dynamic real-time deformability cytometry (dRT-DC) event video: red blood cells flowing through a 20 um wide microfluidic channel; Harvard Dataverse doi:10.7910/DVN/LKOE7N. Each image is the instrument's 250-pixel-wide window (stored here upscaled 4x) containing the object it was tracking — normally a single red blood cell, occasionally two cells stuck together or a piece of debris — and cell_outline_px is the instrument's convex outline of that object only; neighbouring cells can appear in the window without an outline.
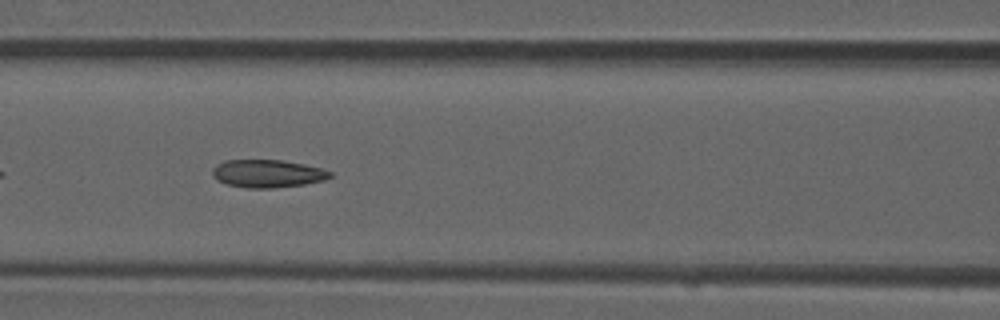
{"species": "common noctule bat (a hibernating species)", "species_latin": "Nyctalus noctula", "temperature_condition": "room temperature", "stored_images_in_passage": 37, "camera_frame_rate_fps": 3000, "um_per_image_px": 0.085, "animal": {"sex": "male", "forearm_length_mm": 52.5}, "frame": {"image": 1, "passage_image": 9, "time_ms": 2.667, "image_size_px": [1000, 320], "cell_outline_px": [[332, 176], [324, 180], [304, 184], [272, 188], [244, 188], [224, 184], [216, 180], [212, 176], [212, 168], [216, 164], [224, 160], [280, 160], [304, 164], [320, 168], [332, 172]], "centroid_in_image_um": [22.68, 14.76], "position_along_channel_um": 143.9, "area_um2": 19.25}}
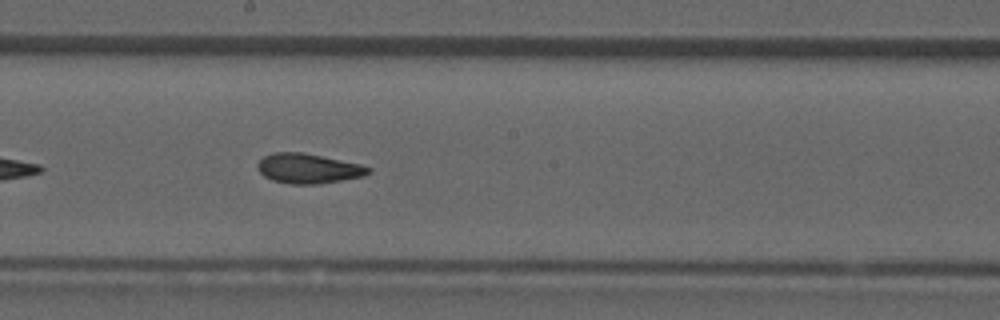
{"frame": {"image": 2, "passage_image": 15, "time_ms": 4.667, "image_size_px": [1000, 320], "cell_outline_px": [[372, 172], [364, 176], [316, 184], [292, 184], [272, 180], [264, 176], [256, 168], [256, 164], [264, 156], [272, 152], [300, 152], [360, 164], [372, 168]], "centroid_in_image_um": [26.18, 14.32], "position_along_channel_um": 222.0, "area_um2": 19.13}}
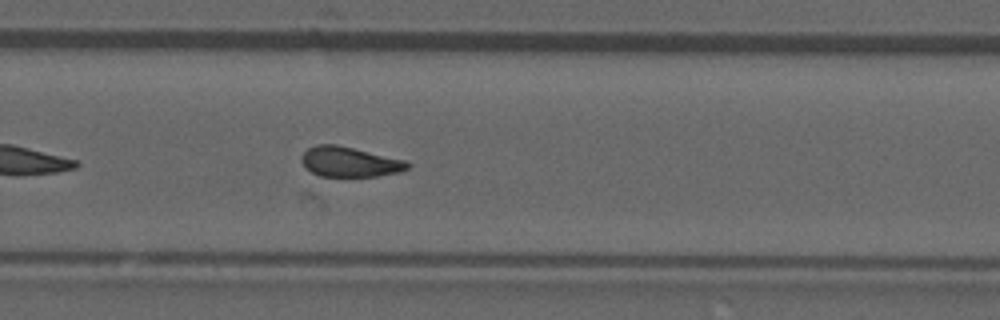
{"frame": {"image": 3, "passage_image": 21, "time_ms": 6.667, "image_size_px": [1000, 320], "cell_outline_px": [[412, 164], [408, 168], [400, 172], [376, 176], [320, 176], [304, 168], [300, 160], [300, 156], [308, 148], [316, 144], [336, 144], [404, 160]], "centroid_in_image_um": [29.67, 13.76], "position_along_channel_um": 300.1, "area_um2": 18.55}, "authors_computed_cell_mechanics": {"area_um2": 18.6116, "velocity_mm_per_s": 3.9217, "shape_relaxation_time_tau1_ms": null, "shape_relaxation_time_tau2_ms": 1.6961, "deformation_change_tau1": null, "deformation_change_tau2": 0.0796}}